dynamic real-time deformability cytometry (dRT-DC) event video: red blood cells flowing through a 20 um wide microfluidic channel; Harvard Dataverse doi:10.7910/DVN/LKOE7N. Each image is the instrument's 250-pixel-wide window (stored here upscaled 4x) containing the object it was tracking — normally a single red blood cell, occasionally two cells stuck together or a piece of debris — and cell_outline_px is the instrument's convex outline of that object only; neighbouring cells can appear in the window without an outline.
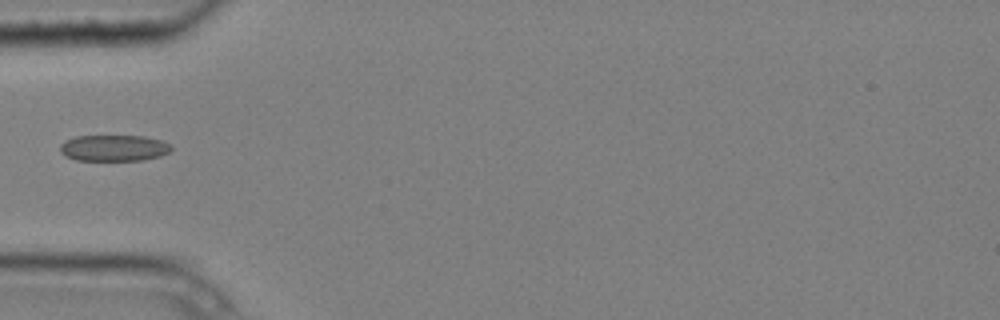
{"species": "common noctule bat (a hibernating species)", "species_latin": "Nyctalus noctula", "temperature_condition": "cold", "stored_images_in_passage": 6, "camera_frame_rate_fps": 3000, "um_per_image_px": 0.085, "animal": {"sex": "male", "body_mass_g": 20.4}, "frame": {"image": 1, "passage_image": 6, "time_ms": 1.667, "image_size_px": [1000, 320], "cell_outline_px": [[172, 152], [160, 156], [144, 160], [76, 160], [64, 156], [60, 152], [60, 144], [64, 140], [76, 136], [144, 136], [160, 140], [172, 144]], "centroid_in_image_um": [9.69, 12.58], "position_along_channel_um": 75.3, "area_um2": 17.22}}